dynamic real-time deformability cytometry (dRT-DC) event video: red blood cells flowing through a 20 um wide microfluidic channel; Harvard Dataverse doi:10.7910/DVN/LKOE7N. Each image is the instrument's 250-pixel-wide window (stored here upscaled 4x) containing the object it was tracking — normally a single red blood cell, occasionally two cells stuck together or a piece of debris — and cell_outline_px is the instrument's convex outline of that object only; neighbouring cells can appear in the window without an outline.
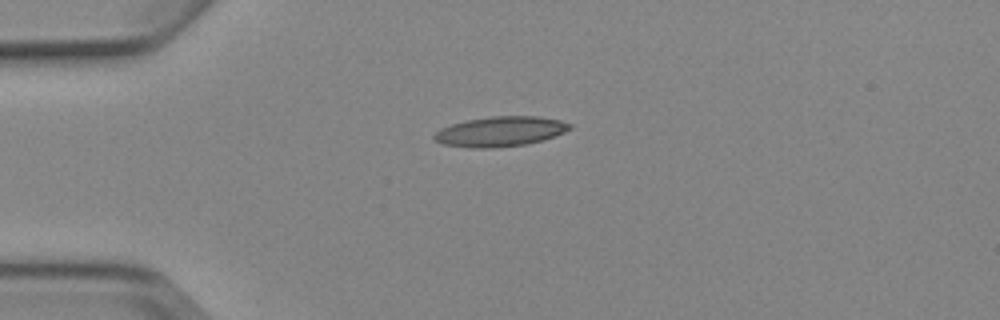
{"species": "Egyptian fruit bat (a non-hibernating species)", "species_latin": "Rousettus aegyptiacus", "temperature_condition": "cold", "stored_images_in_passage": 5, "camera_frame_rate_fps": 3000, "um_per_image_px": 0.085, "animal": {"sex": "female"}, "frame": {"image": 1, "passage_image": 1, "time_ms": 0.0, "image_size_px": [1000, 320], "cell_outline_px": [[572, 128], [564, 132], [540, 140], [524, 144], [492, 148], [468, 148], [444, 144], [436, 140], [432, 136], [440, 128], [452, 124], [468, 120], [492, 116], [540, 116], [560, 120], [572, 124]], "centroid_in_image_um": [42.51, 11.17], "position_along_channel_um": 42.5, "area_um2": 23.47}}
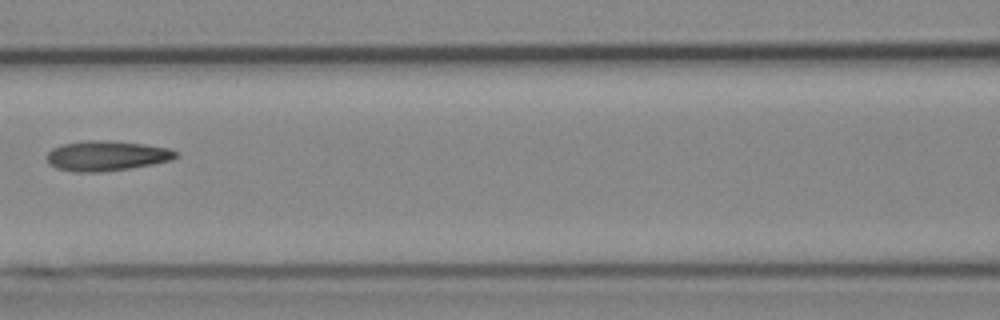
{"frame": {"image": 2, "passage_image": 4, "time_ms": 3.667, "image_size_px": [1000, 320], "cell_outline_px": [[176, 156], [172, 160], [152, 164], [104, 172], [72, 172], [56, 168], [48, 164], [48, 152], [52, 148], [64, 144], [84, 140], [112, 140], [144, 144], [168, 148], [176, 152]], "centroid_in_image_um": [9.02, 13.24], "position_along_channel_um": 157.6, "area_um2": 22.6}}
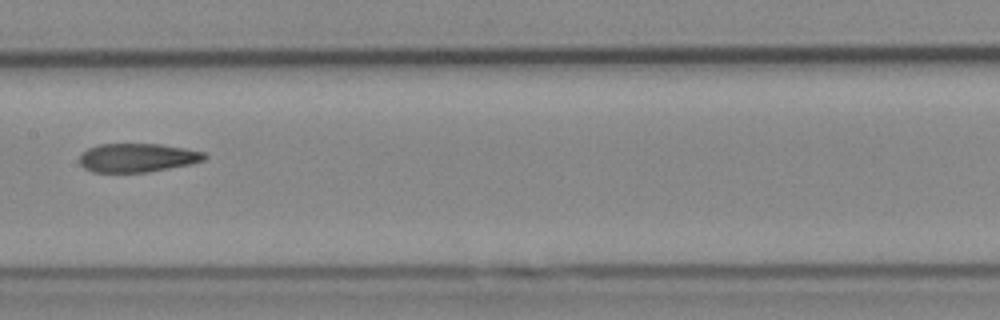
{"frame": {"image": 3, "passage_image": 5, "time_ms": 4.667, "image_size_px": [1000, 320], "cell_outline_px": [[208, 156], [204, 160], [188, 164], [148, 172], [92, 172], [84, 168], [80, 164], [80, 156], [88, 148], [100, 144], [160, 144], [184, 148], [204, 152]], "centroid_in_image_um": [11.67, 13.4], "position_along_channel_um": 195.7, "area_um2": 20.75}}